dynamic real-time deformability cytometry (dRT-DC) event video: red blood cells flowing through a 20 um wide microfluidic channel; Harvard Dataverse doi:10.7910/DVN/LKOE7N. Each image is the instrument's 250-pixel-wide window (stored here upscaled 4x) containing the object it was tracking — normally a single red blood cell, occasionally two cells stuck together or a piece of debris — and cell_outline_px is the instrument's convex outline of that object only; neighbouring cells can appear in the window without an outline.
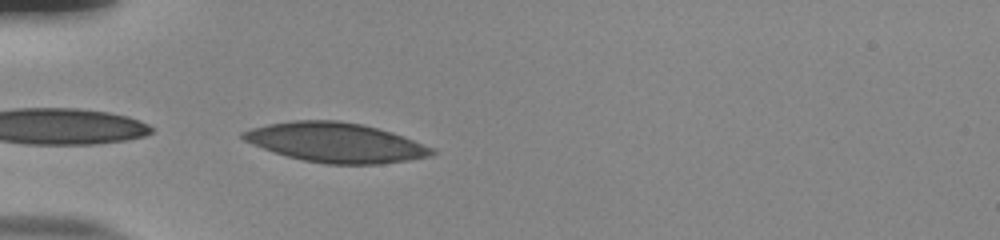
{"species": "human", "species_latin": "Homo sapiens", "temperature_condition": "room temperature", "stored_images_in_passage": 25, "camera_frame_rate_fps": 3000, "um_per_image_px": 0.085, "donor": {"sex": "male"}, "frame": {"image": 1, "passage_image": 1, "time_ms": 0.0, "image_size_px": [1000, 240], "cell_outline_px": [[436, 152], [432, 156], [408, 160], [380, 164], [324, 164], [304, 160], [288, 156], [252, 144], [244, 140], [240, 136], [240, 132], [252, 128], [268, 124], [292, 120], [340, 120], [360, 124], [392, 132], [404, 136], [436, 148]], "centroid_in_image_um": [28.58, 12.11], "position_along_channel_um": 56.4, "area_um2": 43.58}}
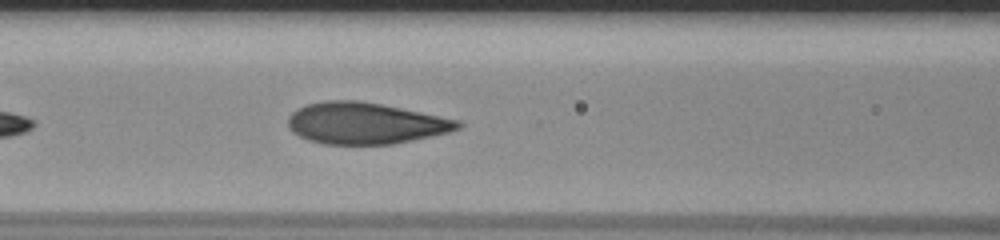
{"frame": {"image": 2, "passage_image": 8, "time_ms": 2.333, "image_size_px": [1000, 240], "cell_outline_px": [[464, 124], [460, 128], [448, 132], [412, 140], [392, 144], [324, 144], [308, 140], [292, 132], [288, 128], [288, 116], [296, 108], [308, 104], [328, 100], [356, 100], [380, 104], [460, 120]], "centroid_in_image_um": [31.02, 10.48], "position_along_channel_um": 135.6, "area_um2": 40.86}}
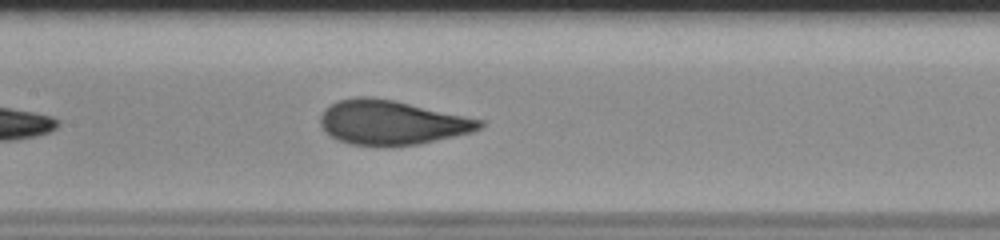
{"frame": {"image": 3, "passage_image": 11, "time_ms": 3.333, "image_size_px": [1000, 240], "cell_outline_px": [[484, 128], [472, 132], [420, 144], [380, 148], [352, 144], [340, 140], [332, 136], [320, 124], [320, 116], [324, 108], [340, 100], [356, 96], [372, 96], [396, 100], [484, 120]], "centroid_in_image_um": [33.33, 10.42], "position_along_channel_um": 174.1, "area_um2": 41.79}}